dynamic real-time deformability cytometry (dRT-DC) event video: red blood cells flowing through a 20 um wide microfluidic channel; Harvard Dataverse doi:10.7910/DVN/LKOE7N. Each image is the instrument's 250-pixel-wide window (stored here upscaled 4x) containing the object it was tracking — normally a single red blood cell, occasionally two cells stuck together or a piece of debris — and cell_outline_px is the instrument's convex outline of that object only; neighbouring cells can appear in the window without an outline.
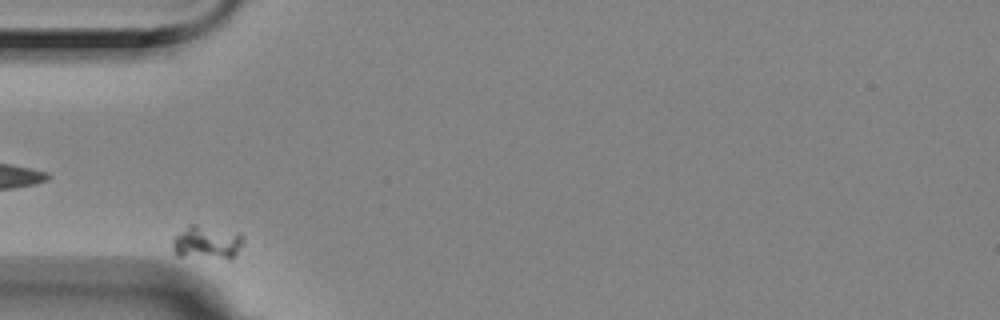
{"species": "Egyptian fruit bat (a non-hibernating species)", "species_latin": "Rousettus aegyptiacus", "temperature_condition": "room temperature", "stored_images_in_passage": 23, "segment_of_instrument_passage": [1, 2], "camera_frame_rate_fps": 3000, "um_per_image_px": 0.085, "animal": {"sex": "female"}, "frame": {"image": 1, "passage_image": 1, "time_ms": 0.0, "image_size_px": [1000, 320], "cell_outline_px": [[244, 240], [236, 252], [228, 260], [176, 256], [172, 248], [172, 236], [188, 224], [196, 224], [240, 232], [244, 236]], "centroid_in_image_um": [17.54, 20.6], "position_along_channel_um": 67.5, "area_um2": 14.45}}
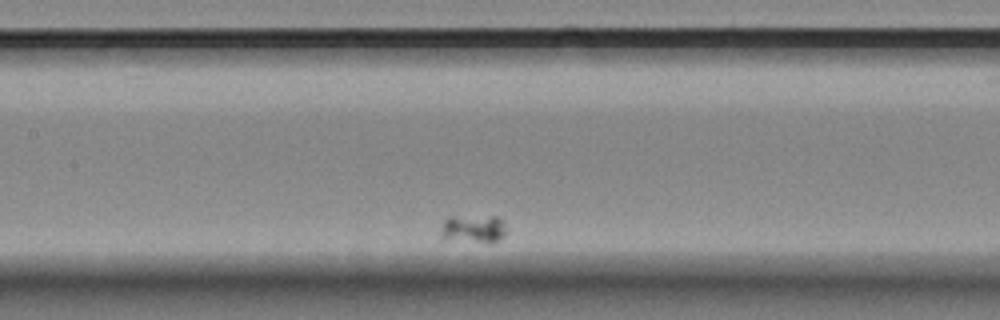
{"frame": {"image": 2, "passage_image": 13, "time_ms": 4.0, "image_size_px": [1000, 320], "cell_outline_px": [[504, 236], [492, 244], [488, 244], [444, 240], [440, 236], [440, 228], [444, 220], [448, 216], [496, 216], [504, 220]], "centroid_in_image_um": [40.19, 19.48], "position_along_channel_um": 167.2, "area_um2": 11.39}}
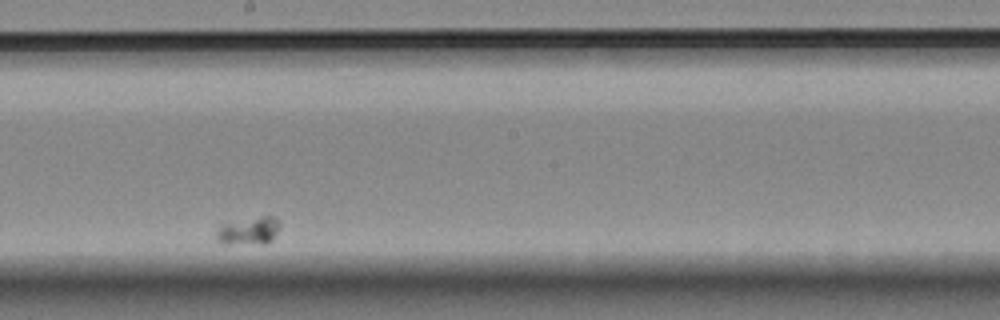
{"frame": {"image": 3, "passage_image": 20, "time_ms": 6.333, "image_size_px": [1000, 320], "cell_outline_px": [[280, 228], [272, 240], [264, 244], [220, 244], [216, 240], [216, 228], [220, 224], [264, 216], [272, 216], [280, 224]], "centroid_in_image_um": [21.09, 19.65], "position_along_channel_um": 227.1, "area_um2": 10.4}}